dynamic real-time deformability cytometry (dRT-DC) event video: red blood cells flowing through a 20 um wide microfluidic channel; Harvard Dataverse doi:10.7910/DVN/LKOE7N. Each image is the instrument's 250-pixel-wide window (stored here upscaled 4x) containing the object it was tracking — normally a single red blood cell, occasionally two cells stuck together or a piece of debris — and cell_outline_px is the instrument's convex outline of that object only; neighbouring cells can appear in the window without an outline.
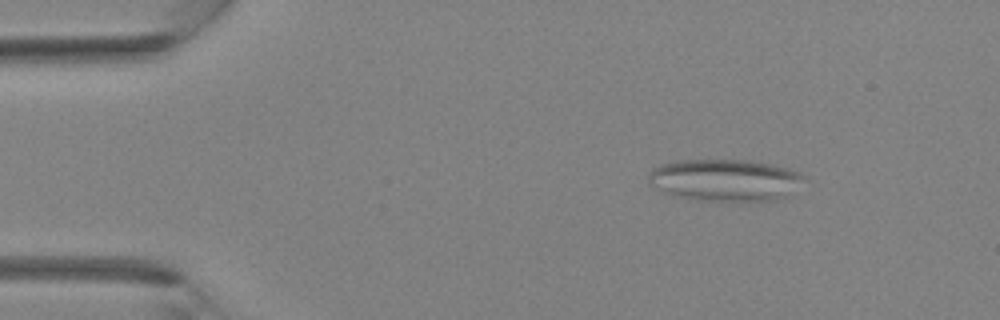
{"species": "Egyptian fruit bat (a non-hibernating species)", "species_latin": "Rousettus aegyptiacus", "temperature_condition": "room temperature", "stored_images_in_passage": 36, "camera_frame_rate_fps": 3000, "um_per_image_px": 0.085, "animal": {"sex": "female"}, "frame": {"image": 1, "passage_image": 5, "time_ms": 1.333, "image_size_px": [1000, 320], "cell_outline_px": [[808, 180], [792, 196], [776, 200], [700, 200], [664, 192], [648, 184], [648, 172], [652, 168], [660, 164], [676, 160], [748, 160], [776, 164], [800, 172], [808, 176]], "centroid_in_image_um": [61.74, 15.29], "position_along_channel_um": 23.3, "area_um2": 38.73}}
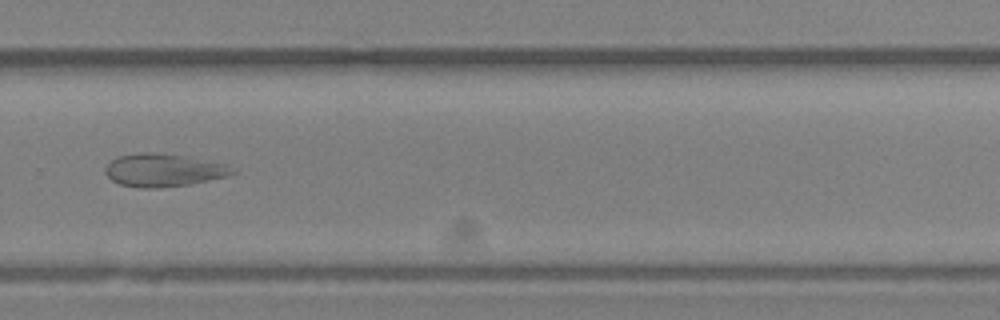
{"frame": {"image": 2, "passage_image": 25, "time_ms": 8.0, "image_size_px": [1000, 320], "cell_outline_px": [[240, 172], [228, 176], [188, 184], [156, 188], [140, 188], [120, 184], [112, 180], [104, 172], [104, 168], [116, 156], [140, 152], [160, 152], [184, 156], [228, 164], [236, 168]], "centroid_in_image_um": [13.93, 14.45], "position_along_channel_um": 315.9, "area_um2": 24.62}}
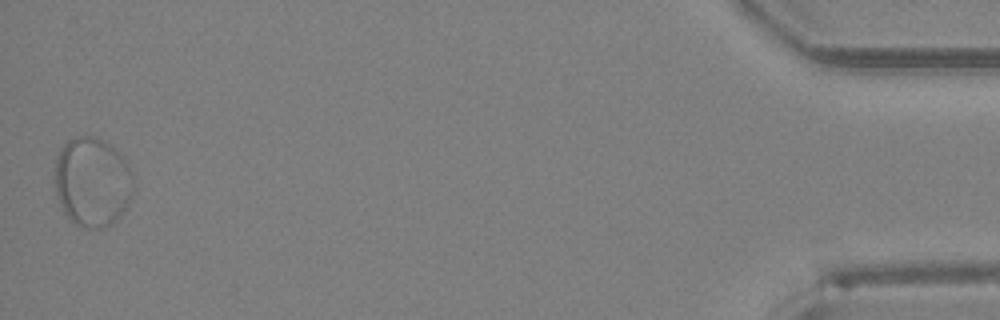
{"frame": {"image": 3, "passage_image": 36, "time_ms": 11.667, "image_size_px": [1000, 320], "cell_outline_px": [[132, 192], [124, 208], [116, 220], [100, 228], [84, 228], [76, 224], [64, 212], [56, 196], [56, 156], [60, 148], [68, 140], [76, 136], [96, 136], [104, 140], [124, 156], [128, 164], [132, 176]], "centroid_in_image_um": [7.83, 15.42], "position_along_channel_um": 427.4, "area_um2": 40.69}}